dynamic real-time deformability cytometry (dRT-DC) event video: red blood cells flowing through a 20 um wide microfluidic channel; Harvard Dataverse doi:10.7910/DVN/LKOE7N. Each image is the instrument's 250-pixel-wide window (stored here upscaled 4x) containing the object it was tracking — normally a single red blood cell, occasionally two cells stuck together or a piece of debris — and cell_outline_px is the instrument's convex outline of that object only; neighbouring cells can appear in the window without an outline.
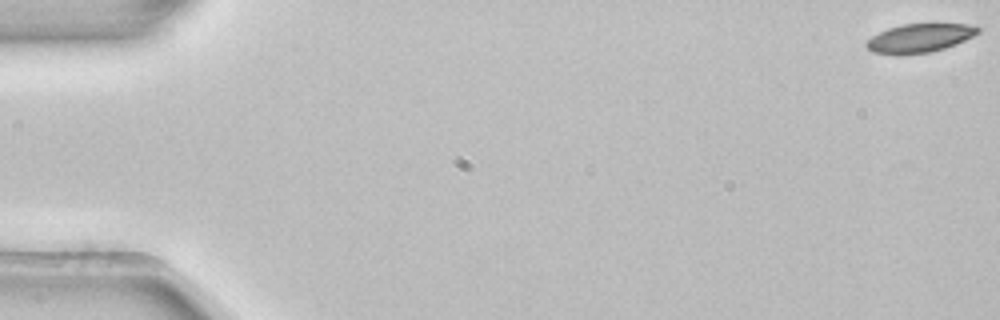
{"species": "common noctule bat (a hibernating species)", "species_latin": "Nyctalus noctula", "temperature_condition": "room temperature", "stored_images_in_passage": 54, "camera_frame_rate_fps": 3000, "um_per_image_px": 0.085, "animal": {"sex": "female", "body_mass_g": 22.7, "forearm_length_mm": 54.2}, "frame": {"image": 1, "passage_image": 1, "time_ms": 0.0, "image_size_px": [1000, 320], "cell_outline_px": [[980, 32], [956, 44], [944, 48], [928, 52], [872, 52], [864, 44], [872, 36], [888, 28], [904, 24], [976, 24], [980, 28]], "centroid_in_image_um": [78.24, 3.19], "position_along_channel_um": 6.8, "area_um2": 17.92}}
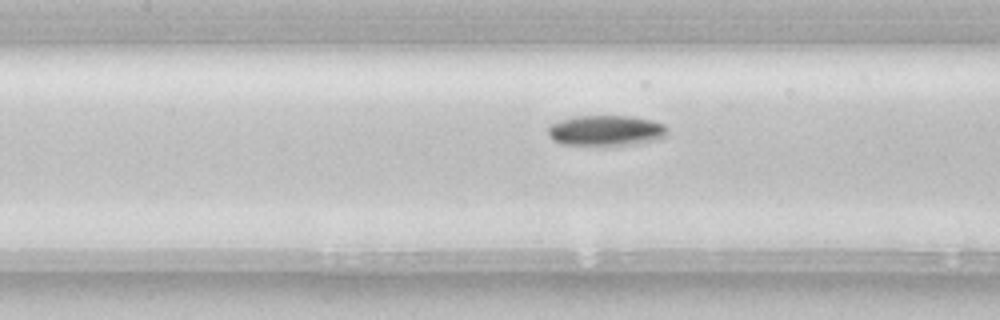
{"frame": {"image": 2, "passage_image": 25, "time_ms": 8.0, "image_size_px": [1000, 320], "cell_outline_px": [[668, 132], [664, 136], [656, 140], [636, 144], [564, 144], [552, 140], [548, 136], [548, 128], [552, 124], [576, 116], [628, 116], [652, 120], [664, 124], [668, 128]], "centroid_in_image_um": [51.54, 11.09], "position_along_channel_um": 155.9, "area_um2": 20.87}}
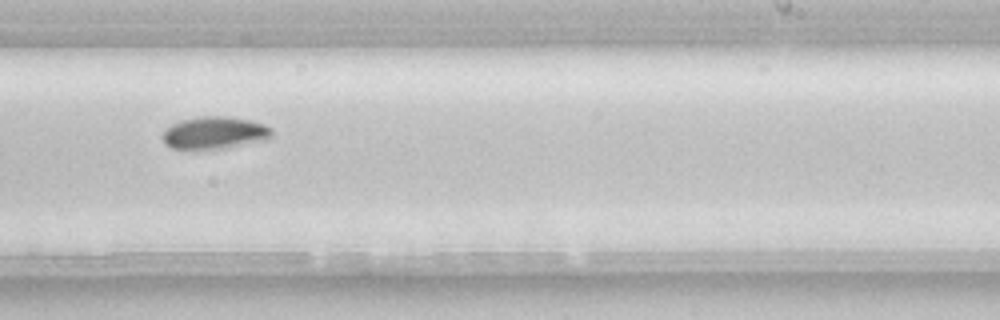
{"frame": {"image": 3, "passage_image": 34, "time_ms": 11.0, "image_size_px": [1000, 320], "cell_outline_px": [[272, 136], [268, 140], [220, 148], [172, 148], [164, 144], [160, 136], [164, 128], [180, 120], [200, 116], [228, 116], [248, 120], [264, 124], [272, 128]], "centroid_in_image_um": [18.2, 11.27], "position_along_channel_um": 270.8, "area_um2": 20.63}, "authors_computed_cell_mechanics": {"area_um2": 20.0855, "velocity_mm_per_s": 3.852, "shape_relaxation_time_tau1_ms": 6.0208, "shape_relaxation_time_tau2_ms": null, "deformation_change_tau1": 0.1235, "deformation_change_tau2": null}}